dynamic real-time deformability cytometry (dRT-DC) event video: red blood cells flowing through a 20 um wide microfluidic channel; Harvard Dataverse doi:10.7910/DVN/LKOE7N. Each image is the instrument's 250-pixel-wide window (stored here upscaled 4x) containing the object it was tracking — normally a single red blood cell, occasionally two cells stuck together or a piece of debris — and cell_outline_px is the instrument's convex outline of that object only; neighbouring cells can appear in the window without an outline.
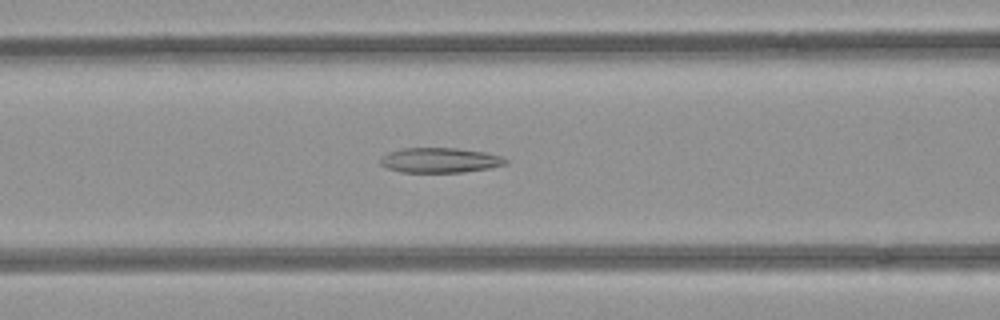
{"species": "common noctule bat (a hibernating species)", "species_latin": "Nyctalus noctula", "temperature_condition": "room temperature", "stored_images_in_passage": 31, "camera_frame_rate_fps": 3000, "um_per_image_px": 0.085, "animal": {"sex": "female", "body_mass_g": 21.9}, "frame": {"image": 1, "passage_image": 10, "time_ms": 3.0, "image_size_px": [1000, 320], "cell_outline_px": [[508, 164], [488, 168], [464, 172], [400, 172], [388, 168], [380, 164], [380, 160], [388, 152], [404, 148], [456, 148], [484, 152], [500, 156], [508, 160]], "centroid_in_image_um": [37.4, 13.62], "position_along_channel_um": 129.2, "area_um2": 18.09}}
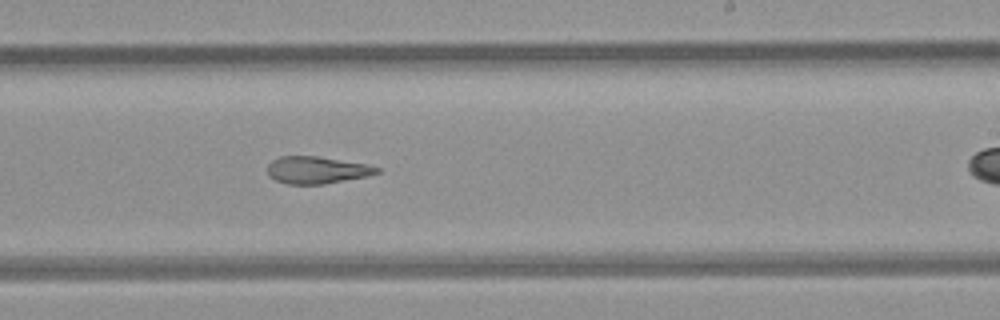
{"frame": {"image": 2, "passage_image": 20, "time_ms": 6.333, "image_size_px": [1000, 320], "cell_outline_px": [[380, 172], [368, 176], [324, 184], [288, 184], [276, 180], [268, 176], [268, 164], [272, 160], [280, 156], [316, 156], [368, 164], [380, 168]], "centroid_in_image_um": [26.93, 14.45], "position_along_channel_um": 262.1, "area_um2": 17.34}}
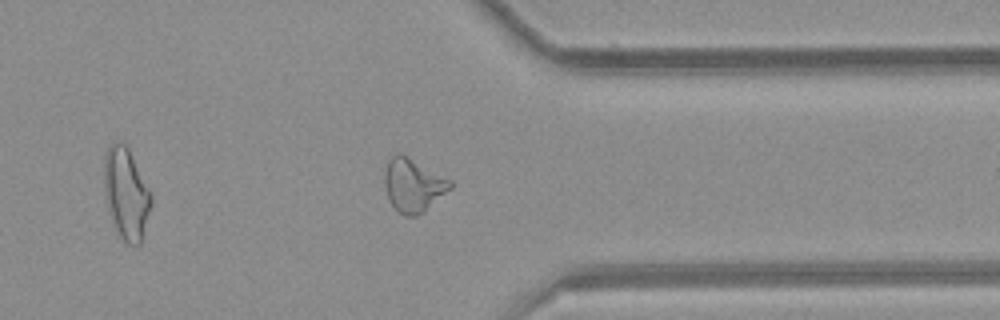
{"frame": {"image": 3, "passage_image": 29, "time_ms": 9.333, "image_size_px": [1000, 320], "cell_outline_px": [[452, 188], [424, 212], [416, 216], [404, 216], [388, 200], [384, 184], [384, 176], [388, 160], [396, 152], [400, 152], [452, 180]], "centroid_in_image_um": [35.13, 15.73], "position_along_channel_um": 376.3, "area_um2": 20.52}}